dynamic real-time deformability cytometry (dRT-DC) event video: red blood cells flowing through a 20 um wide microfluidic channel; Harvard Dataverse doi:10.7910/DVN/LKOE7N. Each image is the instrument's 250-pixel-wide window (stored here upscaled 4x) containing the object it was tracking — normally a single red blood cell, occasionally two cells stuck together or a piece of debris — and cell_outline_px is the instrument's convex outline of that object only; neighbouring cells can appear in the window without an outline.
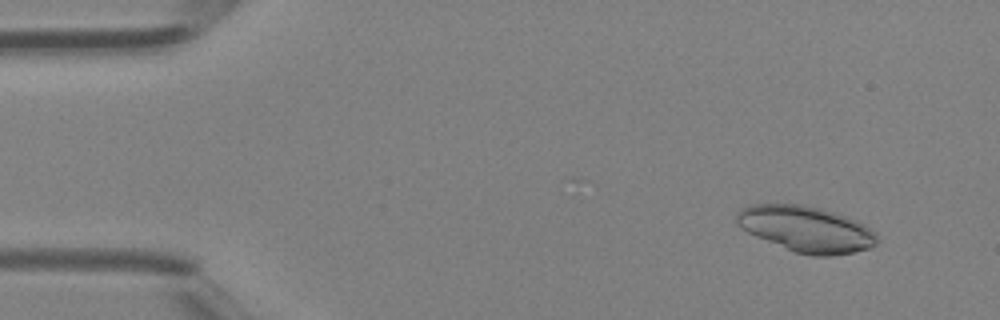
{"species": "Egyptian fruit bat (a non-hibernating species)", "species_latin": "Rousettus aegyptiacus", "temperature_condition": "room temperature", "stored_images_in_passage": 46, "camera_frame_rate_fps": 3000, "um_per_image_px": 0.085, "animal": {"sex": "female"}, "frame": {"image": 1, "passage_image": 4, "time_ms": 1.0, "image_size_px": [1000, 320], "cell_outline_px": [[880, 236], [876, 244], [868, 248], [852, 252], [832, 256], [812, 256], [796, 252], [756, 236], [740, 228], [736, 224], [736, 216], [740, 208], [752, 204], [804, 204], [820, 208], [844, 216], [876, 232]], "centroid_in_image_um": [68.49, 19.46], "position_along_channel_um": 16.5, "area_um2": 37.22}}
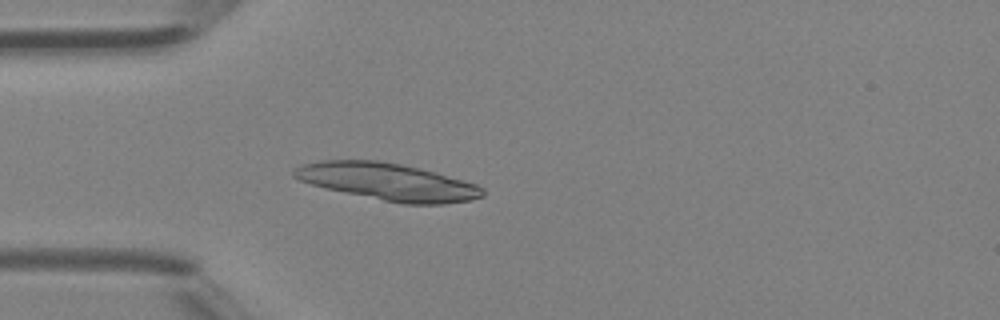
{"frame": {"image": 2, "passage_image": 13, "time_ms": 4.0, "image_size_px": [1000, 320], "cell_outline_px": [[484, 196], [472, 200], [444, 204], [404, 204], [384, 200], [328, 188], [312, 184], [300, 180], [292, 176], [292, 172], [300, 164], [320, 160], [376, 160], [400, 164], [420, 168], [476, 184], [484, 188]], "centroid_in_image_um": [32.98, 15.44], "position_along_channel_um": 52.0, "area_um2": 40.34}}